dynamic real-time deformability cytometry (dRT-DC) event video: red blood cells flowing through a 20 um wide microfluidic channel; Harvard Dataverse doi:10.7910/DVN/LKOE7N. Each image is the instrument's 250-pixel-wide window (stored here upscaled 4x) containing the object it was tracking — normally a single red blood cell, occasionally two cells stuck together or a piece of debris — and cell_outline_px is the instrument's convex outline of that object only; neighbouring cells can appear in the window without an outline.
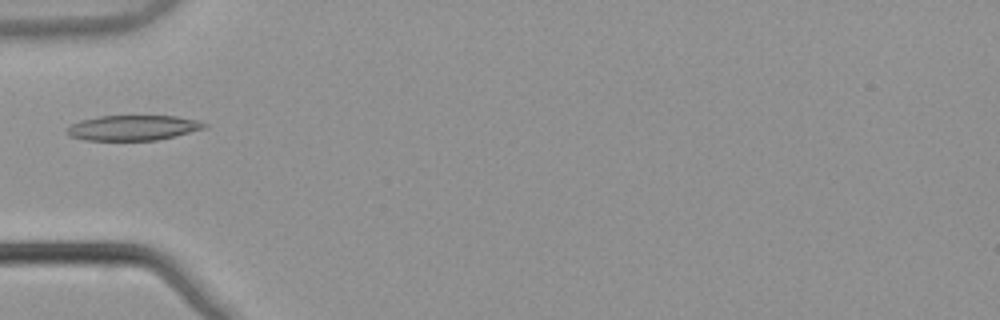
{"species": "common noctule bat (a hibernating species)", "species_latin": "Nyctalus noctula", "temperature_condition": "warm", "stored_images_in_passage": 3, "camera_frame_rate_fps": 3000, "um_per_image_px": 0.085, "animal": {"sex": "male", "body_mass_g": 21.5, "forearm_length_mm": 52.0}, "frame": {"image": 1, "passage_image": 2, "time_ms": 0.333, "image_size_px": [1000, 320], "cell_outline_px": [[208, 128], [156, 140], [84, 140], [72, 136], [64, 132], [64, 128], [80, 120], [100, 116], [176, 116], [196, 120], [208, 124]], "centroid_in_image_um": [11.29, 10.86], "position_along_channel_um": 73.7, "area_um2": 20.17}}
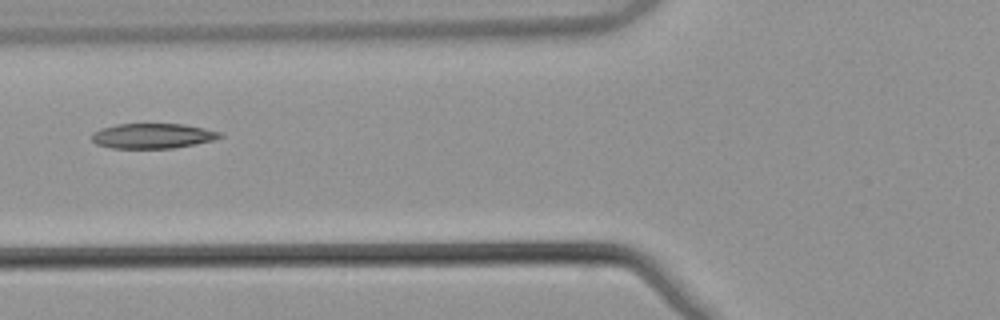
{"frame": {"image": 2, "passage_image": 3, "time_ms": 0.667, "image_size_px": [1000, 320], "cell_outline_px": [[224, 136], [212, 140], [196, 144], [172, 148], [112, 148], [96, 144], [92, 140], [92, 132], [100, 128], [116, 124], [184, 124], [204, 128], [220, 132]], "centroid_in_image_um": [12.95, 11.55], "position_along_channel_um": 112.8, "area_um2": 18.73}}